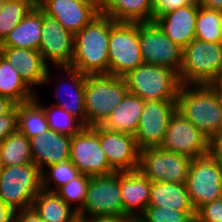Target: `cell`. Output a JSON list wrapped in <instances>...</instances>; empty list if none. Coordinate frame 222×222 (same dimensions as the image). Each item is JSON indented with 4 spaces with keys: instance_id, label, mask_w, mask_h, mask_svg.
<instances>
[{
    "instance_id": "6da1fadb",
    "label": "cell",
    "mask_w": 222,
    "mask_h": 222,
    "mask_svg": "<svg viewBox=\"0 0 222 222\" xmlns=\"http://www.w3.org/2000/svg\"><path fill=\"white\" fill-rule=\"evenodd\" d=\"M116 22L99 14L74 35L70 67L86 75L108 74L110 29Z\"/></svg>"
},
{
    "instance_id": "7a4b0ae2",
    "label": "cell",
    "mask_w": 222,
    "mask_h": 222,
    "mask_svg": "<svg viewBox=\"0 0 222 222\" xmlns=\"http://www.w3.org/2000/svg\"><path fill=\"white\" fill-rule=\"evenodd\" d=\"M176 110L209 140L222 130V99L212 85L180 84Z\"/></svg>"
},
{
    "instance_id": "3957f363",
    "label": "cell",
    "mask_w": 222,
    "mask_h": 222,
    "mask_svg": "<svg viewBox=\"0 0 222 222\" xmlns=\"http://www.w3.org/2000/svg\"><path fill=\"white\" fill-rule=\"evenodd\" d=\"M222 73V42L193 39L182 53L180 84L212 85Z\"/></svg>"
},
{
    "instance_id": "277c9868",
    "label": "cell",
    "mask_w": 222,
    "mask_h": 222,
    "mask_svg": "<svg viewBox=\"0 0 222 222\" xmlns=\"http://www.w3.org/2000/svg\"><path fill=\"white\" fill-rule=\"evenodd\" d=\"M127 93L123 77L109 74L86 75V127L101 125Z\"/></svg>"
},
{
    "instance_id": "5b68a950",
    "label": "cell",
    "mask_w": 222,
    "mask_h": 222,
    "mask_svg": "<svg viewBox=\"0 0 222 222\" xmlns=\"http://www.w3.org/2000/svg\"><path fill=\"white\" fill-rule=\"evenodd\" d=\"M129 93L144 101L176 100L180 87L178 74L165 66L141 64L125 76Z\"/></svg>"
},
{
    "instance_id": "8992f818",
    "label": "cell",
    "mask_w": 222,
    "mask_h": 222,
    "mask_svg": "<svg viewBox=\"0 0 222 222\" xmlns=\"http://www.w3.org/2000/svg\"><path fill=\"white\" fill-rule=\"evenodd\" d=\"M41 173L34 163L2 166L0 200L13 211L32 207L34 198L42 190Z\"/></svg>"
},
{
    "instance_id": "52a82bcc",
    "label": "cell",
    "mask_w": 222,
    "mask_h": 222,
    "mask_svg": "<svg viewBox=\"0 0 222 222\" xmlns=\"http://www.w3.org/2000/svg\"><path fill=\"white\" fill-rule=\"evenodd\" d=\"M117 216H124L120 172L105 176H91L84 206L78 212L79 221L87 222L95 218Z\"/></svg>"
},
{
    "instance_id": "ba28073f",
    "label": "cell",
    "mask_w": 222,
    "mask_h": 222,
    "mask_svg": "<svg viewBox=\"0 0 222 222\" xmlns=\"http://www.w3.org/2000/svg\"><path fill=\"white\" fill-rule=\"evenodd\" d=\"M186 187L195 211L222 198V163L210 153L191 159Z\"/></svg>"
},
{
    "instance_id": "9c48e42d",
    "label": "cell",
    "mask_w": 222,
    "mask_h": 222,
    "mask_svg": "<svg viewBox=\"0 0 222 222\" xmlns=\"http://www.w3.org/2000/svg\"><path fill=\"white\" fill-rule=\"evenodd\" d=\"M108 74L125 76L143 64L139 23L116 22L110 29Z\"/></svg>"
},
{
    "instance_id": "30bf717a",
    "label": "cell",
    "mask_w": 222,
    "mask_h": 222,
    "mask_svg": "<svg viewBox=\"0 0 222 222\" xmlns=\"http://www.w3.org/2000/svg\"><path fill=\"white\" fill-rule=\"evenodd\" d=\"M70 161L81 174L105 176L114 173L99 142V125L85 127L71 137Z\"/></svg>"
},
{
    "instance_id": "8fae6325",
    "label": "cell",
    "mask_w": 222,
    "mask_h": 222,
    "mask_svg": "<svg viewBox=\"0 0 222 222\" xmlns=\"http://www.w3.org/2000/svg\"><path fill=\"white\" fill-rule=\"evenodd\" d=\"M191 159L158 147L140 150L139 171L151 182L186 183Z\"/></svg>"
},
{
    "instance_id": "7c38bea8",
    "label": "cell",
    "mask_w": 222,
    "mask_h": 222,
    "mask_svg": "<svg viewBox=\"0 0 222 222\" xmlns=\"http://www.w3.org/2000/svg\"><path fill=\"white\" fill-rule=\"evenodd\" d=\"M143 63L165 66L179 74L183 49L174 44L154 21L139 23Z\"/></svg>"
},
{
    "instance_id": "4fadbf2b",
    "label": "cell",
    "mask_w": 222,
    "mask_h": 222,
    "mask_svg": "<svg viewBox=\"0 0 222 222\" xmlns=\"http://www.w3.org/2000/svg\"><path fill=\"white\" fill-rule=\"evenodd\" d=\"M209 142L198 128L175 110L158 148L194 159L209 153Z\"/></svg>"
},
{
    "instance_id": "5bb4252c",
    "label": "cell",
    "mask_w": 222,
    "mask_h": 222,
    "mask_svg": "<svg viewBox=\"0 0 222 222\" xmlns=\"http://www.w3.org/2000/svg\"><path fill=\"white\" fill-rule=\"evenodd\" d=\"M175 110L176 100L145 101L134 135L139 150L159 147Z\"/></svg>"
},
{
    "instance_id": "9a60e30c",
    "label": "cell",
    "mask_w": 222,
    "mask_h": 222,
    "mask_svg": "<svg viewBox=\"0 0 222 222\" xmlns=\"http://www.w3.org/2000/svg\"><path fill=\"white\" fill-rule=\"evenodd\" d=\"M74 35L54 18L43 12L41 42L38 51L44 62L47 60L57 67H68L73 59Z\"/></svg>"
},
{
    "instance_id": "2e32d148",
    "label": "cell",
    "mask_w": 222,
    "mask_h": 222,
    "mask_svg": "<svg viewBox=\"0 0 222 222\" xmlns=\"http://www.w3.org/2000/svg\"><path fill=\"white\" fill-rule=\"evenodd\" d=\"M99 142L115 172L139 169L140 150L134 136L111 131L99 125Z\"/></svg>"
},
{
    "instance_id": "e0dca14e",
    "label": "cell",
    "mask_w": 222,
    "mask_h": 222,
    "mask_svg": "<svg viewBox=\"0 0 222 222\" xmlns=\"http://www.w3.org/2000/svg\"><path fill=\"white\" fill-rule=\"evenodd\" d=\"M38 7L73 35L100 14V10L86 0H44Z\"/></svg>"
},
{
    "instance_id": "ac0fdd59",
    "label": "cell",
    "mask_w": 222,
    "mask_h": 222,
    "mask_svg": "<svg viewBox=\"0 0 222 222\" xmlns=\"http://www.w3.org/2000/svg\"><path fill=\"white\" fill-rule=\"evenodd\" d=\"M0 54L18 71L31 89L35 85H45L50 81L49 67L38 50L0 47Z\"/></svg>"
},
{
    "instance_id": "d6986e66",
    "label": "cell",
    "mask_w": 222,
    "mask_h": 222,
    "mask_svg": "<svg viewBox=\"0 0 222 222\" xmlns=\"http://www.w3.org/2000/svg\"><path fill=\"white\" fill-rule=\"evenodd\" d=\"M30 147L33 163L43 172V167L70 160L71 136L49 129L30 138Z\"/></svg>"
},
{
    "instance_id": "ffe728a7",
    "label": "cell",
    "mask_w": 222,
    "mask_h": 222,
    "mask_svg": "<svg viewBox=\"0 0 222 222\" xmlns=\"http://www.w3.org/2000/svg\"><path fill=\"white\" fill-rule=\"evenodd\" d=\"M151 185L152 182L139 169L120 172L124 216L139 218L144 213L149 205Z\"/></svg>"
},
{
    "instance_id": "44dd1931",
    "label": "cell",
    "mask_w": 222,
    "mask_h": 222,
    "mask_svg": "<svg viewBox=\"0 0 222 222\" xmlns=\"http://www.w3.org/2000/svg\"><path fill=\"white\" fill-rule=\"evenodd\" d=\"M199 9L197 3L173 10L155 22L164 34L180 48L184 49L195 39L196 16Z\"/></svg>"
},
{
    "instance_id": "7402d4cb",
    "label": "cell",
    "mask_w": 222,
    "mask_h": 222,
    "mask_svg": "<svg viewBox=\"0 0 222 222\" xmlns=\"http://www.w3.org/2000/svg\"><path fill=\"white\" fill-rule=\"evenodd\" d=\"M144 105L145 101L142 98L128 92L101 126L111 131L134 136Z\"/></svg>"
},
{
    "instance_id": "603a6c76",
    "label": "cell",
    "mask_w": 222,
    "mask_h": 222,
    "mask_svg": "<svg viewBox=\"0 0 222 222\" xmlns=\"http://www.w3.org/2000/svg\"><path fill=\"white\" fill-rule=\"evenodd\" d=\"M43 11L34 6L22 21L0 43V47L38 50L41 42Z\"/></svg>"
},
{
    "instance_id": "cb8c5ba5",
    "label": "cell",
    "mask_w": 222,
    "mask_h": 222,
    "mask_svg": "<svg viewBox=\"0 0 222 222\" xmlns=\"http://www.w3.org/2000/svg\"><path fill=\"white\" fill-rule=\"evenodd\" d=\"M100 13L115 22L143 23L153 21L151 0H107Z\"/></svg>"
},
{
    "instance_id": "d4e9b609",
    "label": "cell",
    "mask_w": 222,
    "mask_h": 222,
    "mask_svg": "<svg viewBox=\"0 0 222 222\" xmlns=\"http://www.w3.org/2000/svg\"><path fill=\"white\" fill-rule=\"evenodd\" d=\"M148 206L195 211L190 202L186 183L152 182Z\"/></svg>"
},
{
    "instance_id": "484cf974",
    "label": "cell",
    "mask_w": 222,
    "mask_h": 222,
    "mask_svg": "<svg viewBox=\"0 0 222 222\" xmlns=\"http://www.w3.org/2000/svg\"><path fill=\"white\" fill-rule=\"evenodd\" d=\"M32 207L44 222H80L78 212L56 192L42 189L34 198Z\"/></svg>"
},
{
    "instance_id": "4316f807",
    "label": "cell",
    "mask_w": 222,
    "mask_h": 222,
    "mask_svg": "<svg viewBox=\"0 0 222 222\" xmlns=\"http://www.w3.org/2000/svg\"><path fill=\"white\" fill-rule=\"evenodd\" d=\"M35 95L18 71L0 54V96L20 105L33 101Z\"/></svg>"
},
{
    "instance_id": "83f0119b",
    "label": "cell",
    "mask_w": 222,
    "mask_h": 222,
    "mask_svg": "<svg viewBox=\"0 0 222 222\" xmlns=\"http://www.w3.org/2000/svg\"><path fill=\"white\" fill-rule=\"evenodd\" d=\"M58 68L61 69L63 68L62 70H65L64 72L70 75L72 86H70L69 84L67 88L70 87L69 88L70 91L72 90V92L69 94L72 99L63 98L61 95H59L61 97H59L58 99L62 101H60L61 103L60 102L57 103L55 106L63 108L68 113L79 119L86 126V111H85V102H84L86 74H83L77 69H74L70 66L58 67ZM59 88L60 86H58V89ZM61 90L63 91V88H61ZM66 99L70 100L71 102L67 101Z\"/></svg>"
},
{
    "instance_id": "f1b7e54d",
    "label": "cell",
    "mask_w": 222,
    "mask_h": 222,
    "mask_svg": "<svg viewBox=\"0 0 222 222\" xmlns=\"http://www.w3.org/2000/svg\"><path fill=\"white\" fill-rule=\"evenodd\" d=\"M0 161L3 167L32 164L30 139L16 131L0 143Z\"/></svg>"
},
{
    "instance_id": "f546056e",
    "label": "cell",
    "mask_w": 222,
    "mask_h": 222,
    "mask_svg": "<svg viewBox=\"0 0 222 222\" xmlns=\"http://www.w3.org/2000/svg\"><path fill=\"white\" fill-rule=\"evenodd\" d=\"M49 130L43 110L34 102L18 105V131L27 138L42 136Z\"/></svg>"
},
{
    "instance_id": "4dcf8cb0",
    "label": "cell",
    "mask_w": 222,
    "mask_h": 222,
    "mask_svg": "<svg viewBox=\"0 0 222 222\" xmlns=\"http://www.w3.org/2000/svg\"><path fill=\"white\" fill-rule=\"evenodd\" d=\"M33 101L43 110L50 130L72 137L86 127L79 119L55 104L43 106L36 96Z\"/></svg>"
},
{
    "instance_id": "1f68e13d",
    "label": "cell",
    "mask_w": 222,
    "mask_h": 222,
    "mask_svg": "<svg viewBox=\"0 0 222 222\" xmlns=\"http://www.w3.org/2000/svg\"><path fill=\"white\" fill-rule=\"evenodd\" d=\"M195 39L222 42V11L199 6L196 16Z\"/></svg>"
},
{
    "instance_id": "d6a6232c",
    "label": "cell",
    "mask_w": 222,
    "mask_h": 222,
    "mask_svg": "<svg viewBox=\"0 0 222 222\" xmlns=\"http://www.w3.org/2000/svg\"><path fill=\"white\" fill-rule=\"evenodd\" d=\"M34 5L27 0H5L0 10V43L31 11Z\"/></svg>"
},
{
    "instance_id": "836d02e7",
    "label": "cell",
    "mask_w": 222,
    "mask_h": 222,
    "mask_svg": "<svg viewBox=\"0 0 222 222\" xmlns=\"http://www.w3.org/2000/svg\"><path fill=\"white\" fill-rule=\"evenodd\" d=\"M49 173L43 171L42 177V189L50 192H56L60 187L66 185L69 181L76 178L80 172L77 167L70 161L61 162L48 166ZM56 184L55 189L51 188V182Z\"/></svg>"
},
{
    "instance_id": "e575fe53",
    "label": "cell",
    "mask_w": 222,
    "mask_h": 222,
    "mask_svg": "<svg viewBox=\"0 0 222 222\" xmlns=\"http://www.w3.org/2000/svg\"><path fill=\"white\" fill-rule=\"evenodd\" d=\"M91 176L79 174L76 178L69 181L66 185L60 187L56 193L69 205L71 203H80L74 209L79 212L83 206L87 194L89 180Z\"/></svg>"
},
{
    "instance_id": "d590c367",
    "label": "cell",
    "mask_w": 222,
    "mask_h": 222,
    "mask_svg": "<svg viewBox=\"0 0 222 222\" xmlns=\"http://www.w3.org/2000/svg\"><path fill=\"white\" fill-rule=\"evenodd\" d=\"M196 211H177L148 206L139 217L142 222H195Z\"/></svg>"
},
{
    "instance_id": "8d00e7d4",
    "label": "cell",
    "mask_w": 222,
    "mask_h": 222,
    "mask_svg": "<svg viewBox=\"0 0 222 222\" xmlns=\"http://www.w3.org/2000/svg\"><path fill=\"white\" fill-rule=\"evenodd\" d=\"M195 222H222V198L200 207L196 211Z\"/></svg>"
},
{
    "instance_id": "74e56055",
    "label": "cell",
    "mask_w": 222,
    "mask_h": 222,
    "mask_svg": "<svg viewBox=\"0 0 222 222\" xmlns=\"http://www.w3.org/2000/svg\"><path fill=\"white\" fill-rule=\"evenodd\" d=\"M153 5V21L176 10L177 8L192 5V0H151Z\"/></svg>"
},
{
    "instance_id": "f35d334b",
    "label": "cell",
    "mask_w": 222,
    "mask_h": 222,
    "mask_svg": "<svg viewBox=\"0 0 222 222\" xmlns=\"http://www.w3.org/2000/svg\"><path fill=\"white\" fill-rule=\"evenodd\" d=\"M16 131H18V105H15L5 115L0 116V143Z\"/></svg>"
},
{
    "instance_id": "ab89813d",
    "label": "cell",
    "mask_w": 222,
    "mask_h": 222,
    "mask_svg": "<svg viewBox=\"0 0 222 222\" xmlns=\"http://www.w3.org/2000/svg\"><path fill=\"white\" fill-rule=\"evenodd\" d=\"M13 222H44L33 207L14 211Z\"/></svg>"
},
{
    "instance_id": "60d3db41",
    "label": "cell",
    "mask_w": 222,
    "mask_h": 222,
    "mask_svg": "<svg viewBox=\"0 0 222 222\" xmlns=\"http://www.w3.org/2000/svg\"><path fill=\"white\" fill-rule=\"evenodd\" d=\"M209 153L222 163V135H215L210 140Z\"/></svg>"
},
{
    "instance_id": "b9f144b4",
    "label": "cell",
    "mask_w": 222,
    "mask_h": 222,
    "mask_svg": "<svg viewBox=\"0 0 222 222\" xmlns=\"http://www.w3.org/2000/svg\"><path fill=\"white\" fill-rule=\"evenodd\" d=\"M14 211L0 200V222H13Z\"/></svg>"
},
{
    "instance_id": "7bdbcfd3",
    "label": "cell",
    "mask_w": 222,
    "mask_h": 222,
    "mask_svg": "<svg viewBox=\"0 0 222 222\" xmlns=\"http://www.w3.org/2000/svg\"><path fill=\"white\" fill-rule=\"evenodd\" d=\"M132 219L129 216L100 217L87 222H130Z\"/></svg>"
},
{
    "instance_id": "ee69618b",
    "label": "cell",
    "mask_w": 222,
    "mask_h": 222,
    "mask_svg": "<svg viewBox=\"0 0 222 222\" xmlns=\"http://www.w3.org/2000/svg\"><path fill=\"white\" fill-rule=\"evenodd\" d=\"M16 104L7 97L0 96V116L8 113Z\"/></svg>"
},
{
    "instance_id": "f6af8a7d",
    "label": "cell",
    "mask_w": 222,
    "mask_h": 222,
    "mask_svg": "<svg viewBox=\"0 0 222 222\" xmlns=\"http://www.w3.org/2000/svg\"><path fill=\"white\" fill-rule=\"evenodd\" d=\"M198 5L208 9L222 11V0H202Z\"/></svg>"
},
{
    "instance_id": "bcb514c9",
    "label": "cell",
    "mask_w": 222,
    "mask_h": 222,
    "mask_svg": "<svg viewBox=\"0 0 222 222\" xmlns=\"http://www.w3.org/2000/svg\"><path fill=\"white\" fill-rule=\"evenodd\" d=\"M212 86L217 90L222 99V73L218 75L216 81L212 84Z\"/></svg>"
},
{
    "instance_id": "7dc6e473",
    "label": "cell",
    "mask_w": 222,
    "mask_h": 222,
    "mask_svg": "<svg viewBox=\"0 0 222 222\" xmlns=\"http://www.w3.org/2000/svg\"><path fill=\"white\" fill-rule=\"evenodd\" d=\"M107 0H95V6L100 10L102 5L106 2Z\"/></svg>"
},
{
    "instance_id": "c3c4849f",
    "label": "cell",
    "mask_w": 222,
    "mask_h": 222,
    "mask_svg": "<svg viewBox=\"0 0 222 222\" xmlns=\"http://www.w3.org/2000/svg\"><path fill=\"white\" fill-rule=\"evenodd\" d=\"M130 222H142L139 218H133Z\"/></svg>"
},
{
    "instance_id": "681fc988",
    "label": "cell",
    "mask_w": 222,
    "mask_h": 222,
    "mask_svg": "<svg viewBox=\"0 0 222 222\" xmlns=\"http://www.w3.org/2000/svg\"><path fill=\"white\" fill-rule=\"evenodd\" d=\"M30 1L34 6H37V0H27Z\"/></svg>"
},
{
    "instance_id": "f907efd6",
    "label": "cell",
    "mask_w": 222,
    "mask_h": 222,
    "mask_svg": "<svg viewBox=\"0 0 222 222\" xmlns=\"http://www.w3.org/2000/svg\"><path fill=\"white\" fill-rule=\"evenodd\" d=\"M4 1H5V0H0V10H1V8H2L3 5H4Z\"/></svg>"
},
{
    "instance_id": "816d5d0a",
    "label": "cell",
    "mask_w": 222,
    "mask_h": 222,
    "mask_svg": "<svg viewBox=\"0 0 222 222\" xmlns=\"http://www.w3.org/2000/svg\"><path fill=\"white\" fill-rule=\"evenodd\" d=\"M202 0H192L193 3L199 4Z\"/></svg>"
},
{
    "instance_id": "f5cc1de1",
    "label": "cell",
    "mask_w": 222,
    "mask_h": 222,
    "mask_svg": "<svg viewBox=\"0 0 222 222\" xmlns=\"http://www.w3.org/2000/svg\"><path fill=\"white\" fill-rule=\"evenodd\" d=\"M44 0H37V6H39Z\"/></svg>"
},
{
    "instance_id": "db71d44e",
    "label": "cell",
    "mask_w": 222,
    "mask_h": 222,
    "mask_svg": "<svg viewBox=\"0 0 222 222\" xmlns=\"http://www.w3.org/2000/svg\"><path fill=\"white\" fill-rule=\"evenodd\" d=\"M86 1H88V2H90V3L95 5V0H86Z\"/></svg>"
}]
</instances>
